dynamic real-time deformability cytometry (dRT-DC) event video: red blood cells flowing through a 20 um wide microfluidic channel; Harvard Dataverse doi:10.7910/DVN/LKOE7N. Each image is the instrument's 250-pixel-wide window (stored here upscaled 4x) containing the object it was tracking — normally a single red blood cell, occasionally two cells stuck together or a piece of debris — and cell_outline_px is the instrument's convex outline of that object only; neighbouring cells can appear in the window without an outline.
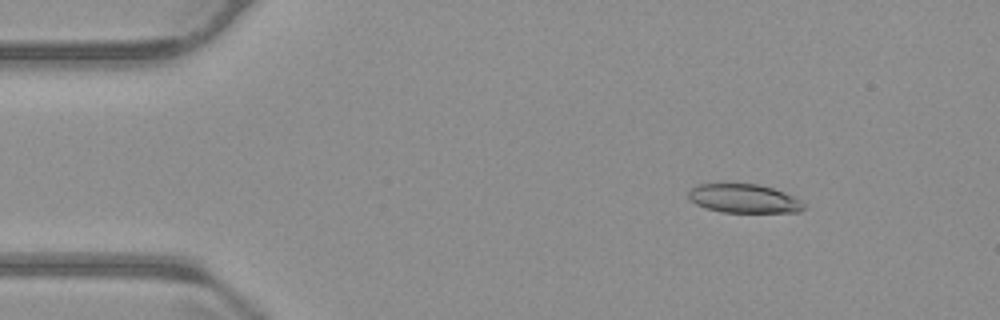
{"species": "common noctule bat (a hibernating species)", "species_latin": "Nyctalus noctula", "temperature_condition": "warm", "stored_images_in_passage": 51, "camera_frame_rate_fps": 3000, "um_per_image_px": 0.085, "animal": {"sex": "male", "body_mass_g": 23.1, "forearm_length_mm": 52.7}, "frame": {"image": 1, "passage_image": 3, "time_ms": 0.667, "image_size_px": [1000, 320], "cell_outline_px": [[808, 204], [800, 212], [720, 212], [704, 208], [696, 204], [688, 196], [688, 192], [692, 188], [700, 184], [756, 184], [772, 188], [784, 192]], "centroid_in_image_um": [63.26, 16.89], "position_along_channel_um": 21.7, "area_um2": 19.31}}
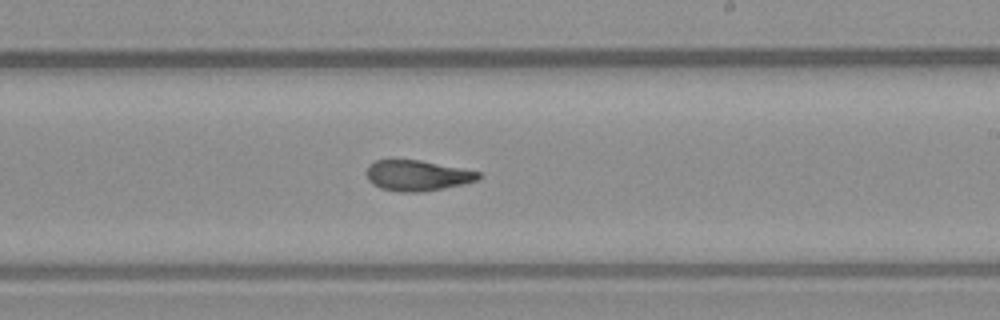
{"frame": {"image": 2, "passage_image": 28, "time_ms": 9.0, "image_size_px": [1000, 320], "cell_outline_px": [[484, 176], [476, 180], [464, 184], [444, 188], [420, 192], [400, 192], [380, 188], [372, 184], [368, 180], [364, 172], [368, 164], [376, 160], [420, 160], [480, 172]], "centroid_in_image_um": [35.43, 14.92], "position_along_channel_um": 253.6, "area_um2": 20.11}}
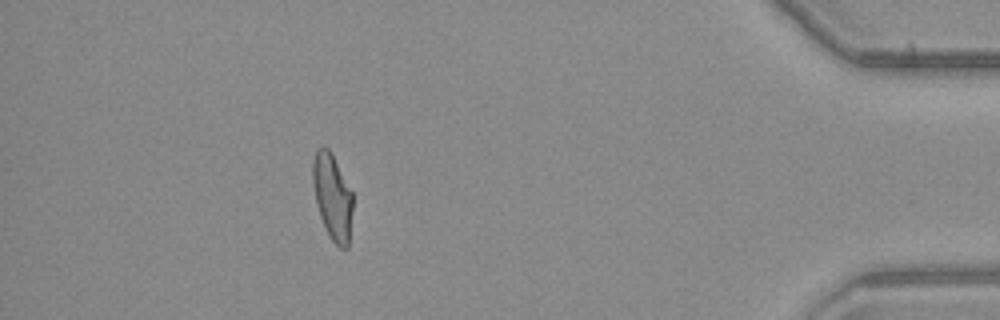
{"frame": {"image": 3, "passage_image": 45, "time_ms": 14.667, "image_size_px": [1000, 320], "cell_outline_px": [[352, 212], [348, 248], [340, 248], [328, 236], [320, 216], [316, 204], [312, 180], [312, 164], [316, 148], [324, 144], [332, 152], [352, 192]], "centroid_in_image_um": [28.24, 16.68], "position_along_channel_um": 407.0, "area_um2": 20.29}, "authors_computed_cell_mechanics": {"area_um2": 20.7502, "velocity_mm_per_s": 3.7359, "shape_relaxation_time_tau1_ms": null, "shape_relaxation_time_tau2_ms": 2.7142, "deformation_change_tau1": null, "deformation_change_tau2": 0.0991}}